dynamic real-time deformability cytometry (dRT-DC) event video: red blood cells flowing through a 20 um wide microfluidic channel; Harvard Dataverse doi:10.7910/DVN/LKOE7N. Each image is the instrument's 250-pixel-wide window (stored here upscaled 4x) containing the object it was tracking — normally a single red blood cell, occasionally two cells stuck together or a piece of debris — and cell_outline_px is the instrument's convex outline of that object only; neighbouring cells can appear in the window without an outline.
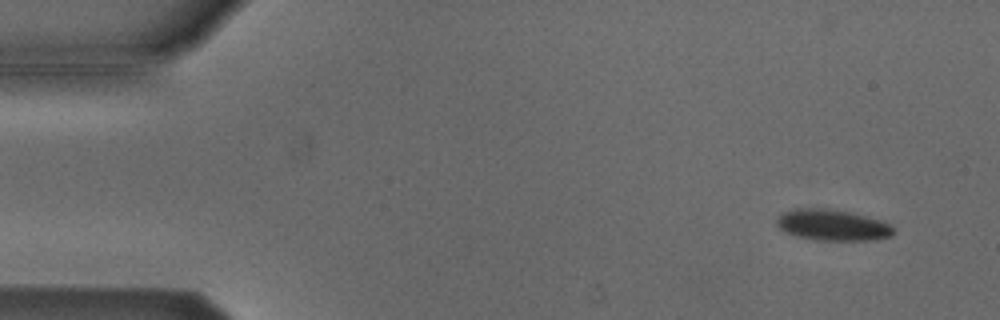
{"species": "Egyptian fruit bat (a non-hibernating species)", "species_latin": "Rousettus aegyptiacus", "temperature_condition": "cold", "stored_images_in_passage": 14, "camera_frame_rate_fps": 3000, "um_per_image_px": 0.085, "animal": {"sex": "male"}, "frame": {"image": 1, "passage_image": 1, "time_ms": 0.0, "image_size_px": [1000, 320], "cell_outline_px": [[896, 232], [892, 236], [868, 240], [816, 240], [796, 236], [780, 228], [776, 224], [776, 220], [784, 212], [796, 208], [828, 208], [852, 212], [880, 220], [888, 224]], "centroid_in_image_um": [70.77, 19.12], "position_along_channel_um": 14.2, "area_um2": 21.04}}
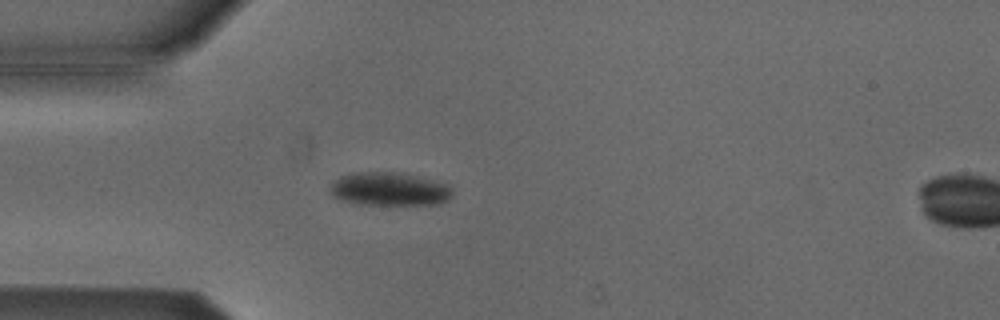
{"frame": {"image": 2, "passage_image": 12, "time_ms": 3.667, "image_size_px": [1000, 320], "cell_outline_px": [[452, 196], [448, 200], [440, 204], [352, 204], [332, 196], [332, 184], [340, 176], [352, 172], [400, 172], [448, 184], [452, 188]], "centroid_in_image_um": [33.11, 16.07], "position_along_channel_um": 51.9, "area_um2": 23.76}}